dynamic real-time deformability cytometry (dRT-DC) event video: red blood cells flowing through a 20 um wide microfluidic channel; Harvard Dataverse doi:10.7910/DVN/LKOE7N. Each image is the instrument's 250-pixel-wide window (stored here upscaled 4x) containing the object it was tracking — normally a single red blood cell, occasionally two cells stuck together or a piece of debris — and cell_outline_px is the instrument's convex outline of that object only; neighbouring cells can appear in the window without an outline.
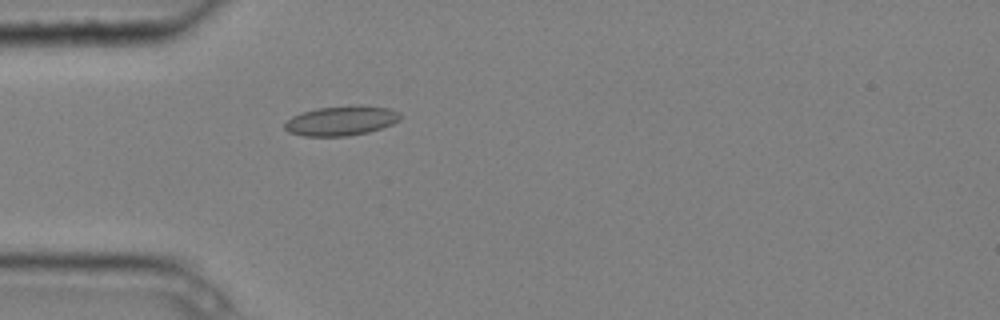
{"species": "common noctule bat (a hibernating species)", "species_latin": "Nyctalus noctula", "temperature_condition": "cold", "stored_images_in_passage": 5, "camera_frame_rate_fps": 3000, "um_per_image_px": 0.085, "animal": {"sex": "male", "body_mass_g": 20.4}, "frame": {"image": 1, "passage_image": 5, "time_ms": 1.333, "image_size_px": [1000, 320], "cell_outline_px": [[400, 120], [392, 124], [368, 132], [348, 136], [304, 136], [288, 132], [284, 128], [284, 124], [292, 116], [316, 108], [352, 104], [360, 104], [388, 108], [400, 112]], "centroid_in_image_um": [29.01, 10.24], "position_along_channel_um": 56.0, "area_um2": 20.17}}